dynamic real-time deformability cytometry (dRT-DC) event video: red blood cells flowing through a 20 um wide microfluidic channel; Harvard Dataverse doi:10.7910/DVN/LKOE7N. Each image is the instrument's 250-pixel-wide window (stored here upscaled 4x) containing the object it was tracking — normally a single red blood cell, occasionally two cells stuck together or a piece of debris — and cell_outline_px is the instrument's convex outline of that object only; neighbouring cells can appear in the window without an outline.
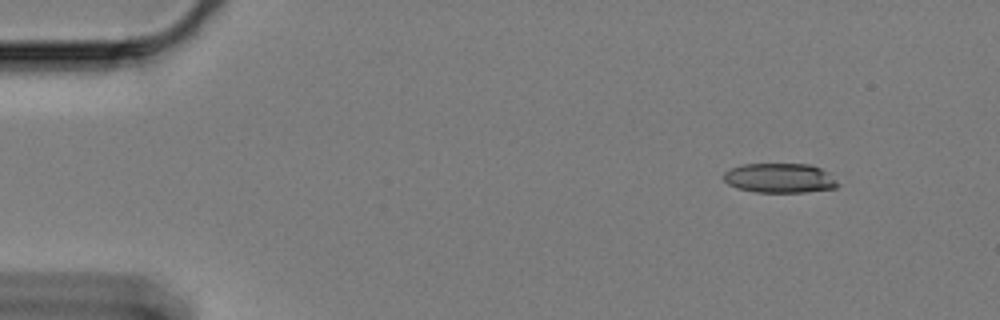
{"species": "Egyptian fruit bat (a non-hibernating species)", "species_latin": "Rousettus aegyptiacus", "temperature_condition": "cold", "stored_images_in_passage": 55, "camera_frame_rate_fps": 3000, "um_per_image_px": 0.085, "animal": {"sex": "female"}, "frame": {"image": 1, "passage_image": 1, "time_ms": 0.0, "image_size_px": [1000, 320], "cell_outline_px": [[840, 184], [836, 188], [804, 192], [756, 192], [736, 188], [728, 184], [724, 180], [724, 172], [740, 164], [808, 164], [820, 168], [828, 172]], "centroid_in_image_um": [66.28, 15.14], "position_along_channel_um": 18.7, "area_um2": 19.71}}
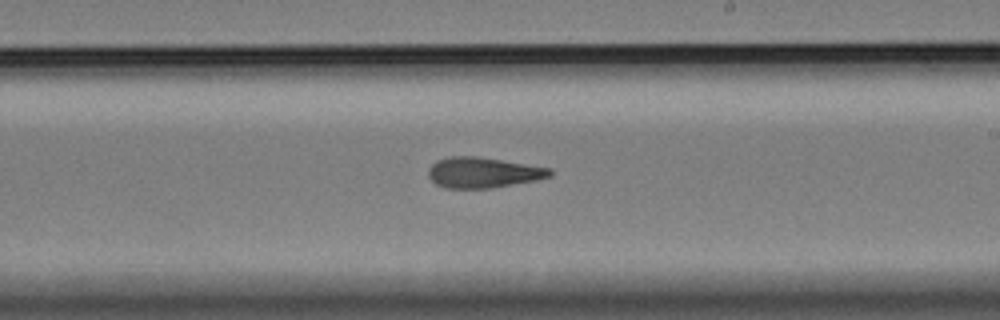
{"frame": {"image": 2, "passage_image": 30, "time_ms": 9.667, "image_size_px": [1000, 320], "cell_outline_px": [[552, 176], [536, 180], [492, 188], [444, 188], [436, 184], [428, 176], [428, 168], [436, 160], [452, 156], [476, 156], [552, 168]], "centroid_in_image_um": [41.05, 14.67], "position_along_channel_um": 247.9, "area_um2": 21.68}}
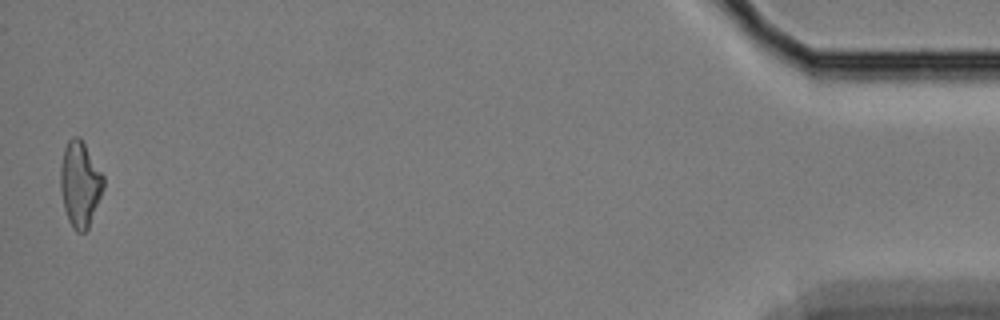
{"frame": {"image": 3, "passage_image": 54, "time_ms": 17.667, "image_size_px": [1000, 320], "cell_outline_px": [[104, 188], [88, 228], [84, 232], [76, 232], [72, 228], [68, 220], [64, 208], [60, 188], [60, 168], [64, 148], [68, 140], [72, 136], [80, 136], [104, 176]], "centroid_in_image_um": [6.79, 15.63], "position_along_channel_um": 428.4, "area_um2": 21.5}, "authors_computed_cell_mechanics": {"area_um2": 21.5016, "velocity_mm_per_s": 3.3401, "shape_relaxation_time_tau1_ms": null, "shape_relaxation_time_tau2_ms": 4.7366, "deformation_change_tau1": null, "deformation_change_tau2": 0.1481}}